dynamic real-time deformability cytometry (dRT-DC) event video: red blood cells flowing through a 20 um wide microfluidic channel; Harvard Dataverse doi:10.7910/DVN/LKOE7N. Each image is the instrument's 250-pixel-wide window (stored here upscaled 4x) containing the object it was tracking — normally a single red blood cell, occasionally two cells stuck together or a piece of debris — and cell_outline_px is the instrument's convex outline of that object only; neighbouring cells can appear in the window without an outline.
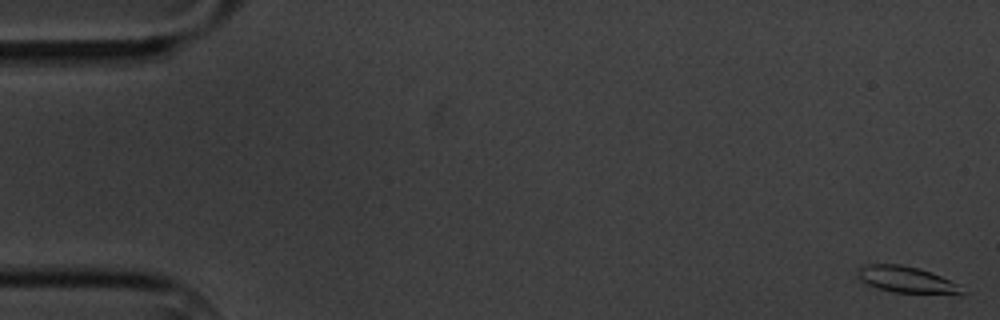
{"species": "common noctule bat (a hibernating species)", "species_latin": "Nyctalus noctula", "temperature_condition": "cold", "stored_images_in_passage": 7, "camera_frame_rate_fps": 3000, "um_per_image_px": 0.085, "animal": {"sex": "male", "body_mass_g": 20.1, "forearm_length_mm": 53.5}, "frame": {"image": 1, "passage_image": 1, "time_ms": 0.0, "image_size_px": [1000, 320], "cell_outline_px": [[964, 292], [892, 292], [876, 288], [860, 280], [856, 272], [860, 264], [900, 264], [920, 268], [932, 272], [960, 284]], "centroid_in_image_um": [76.94, 23.72], "position_along_channel_um": 8.1, "area_um2": 15.78}}
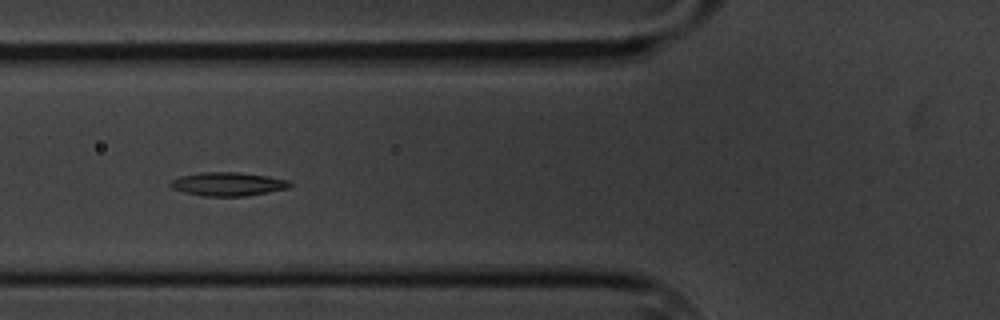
{"frame": {"image": 2, "passage_image": 7, "time_ms": 7.0, "image_size_px": [1000, 320], "cell_outline_px": [[292, 184], [288, 188], [268, 192], [244, 196], [200, 196], [184, 192], [172, 188], [168, 184], [168, 180], [180, 176], [200, 172], [240, 172], [268, 176], [288, 180]], "centroid_in_image_um": [19.32, 15.64], "position_along_channel_um": 106.5, "area_um2": 16.59}}